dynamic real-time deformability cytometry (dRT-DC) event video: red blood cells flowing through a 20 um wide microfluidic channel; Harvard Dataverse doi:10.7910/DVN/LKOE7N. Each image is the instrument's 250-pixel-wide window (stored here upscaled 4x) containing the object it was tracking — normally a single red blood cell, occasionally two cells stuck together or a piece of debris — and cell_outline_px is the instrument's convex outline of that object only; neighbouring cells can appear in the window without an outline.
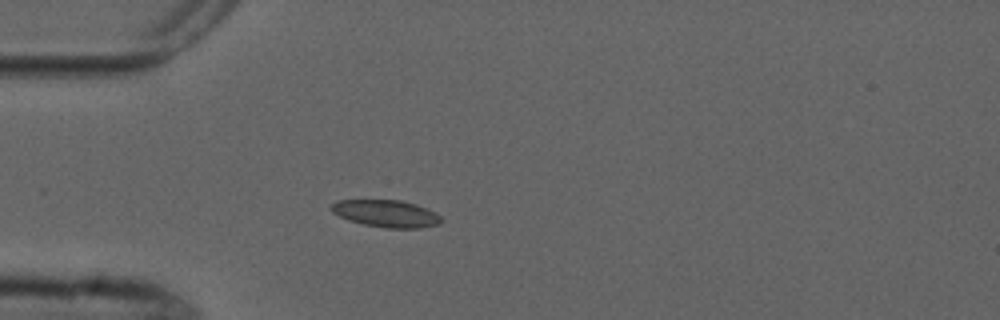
{"species": "common noctule bat (a hibernating species)", "species_latin": "Nyctalus noctula", "temperature_condition": "cold", "stored_images_in_passage": 3, "camera_frame_rate_fps": 3000, "um_per_image_px": 0.085, "animal": {"sex": "male", "forearm_length_mm": 52.5}, "frame": {"image": 1, "passage_image": 3, "time_ms": 2.333, "image_size_px": [1000, 320], "cell_outline_px": [[444, 220], [440, 224], [420, 228], [388, 228], [364, 224], [348, 220], [332, 212], [328, 208], [336, 200], [400, 200], [416, 204], [436, 212]], "centroid_in_image_um": [32.84, 18.15], "position_along_channel_um": 52.2, "area_um2": 17.51}}